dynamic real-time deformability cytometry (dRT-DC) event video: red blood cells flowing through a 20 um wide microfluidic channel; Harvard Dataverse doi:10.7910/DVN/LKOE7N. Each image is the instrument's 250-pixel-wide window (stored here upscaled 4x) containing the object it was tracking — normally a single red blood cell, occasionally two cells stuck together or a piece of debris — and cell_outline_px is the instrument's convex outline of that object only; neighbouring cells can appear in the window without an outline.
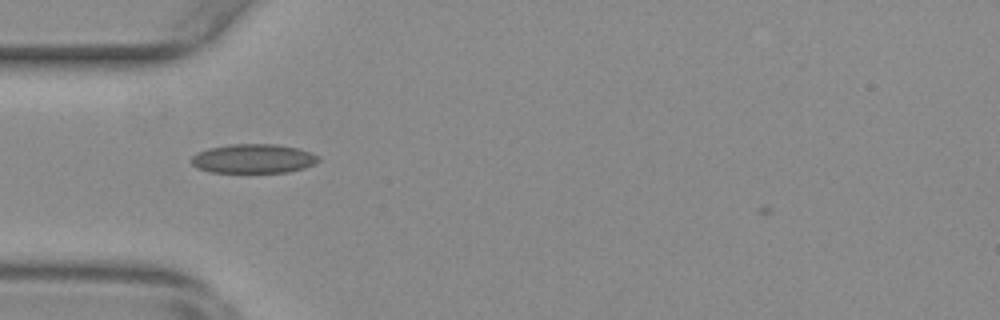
{"species": "common noctule bat (a hibernating species)", "species_latin": "Nyctalus noctula", "temperature_condition": "warm", "stored_images_in_passage": 38, "camera_frame_rate_fps": 3000, "um_per_image_px": 0.085, "animal": {"sex": "female", "body_mass_g": 29.2, "forearm_length_mm": 56.3}, "frame": {"image": 1, "passage_image": 1, "time_ms": 0.0, "image_size_px": [1000, 320], "cell_outline_px": [[320, 160], [304, 168], [288, 172], [212, 172], [196, 168], [192, 164], [192, 156], [196, 152], [208, 148], [232, 144], [276, 144], [296, 148], [320, 156]], "centroid_in_image_um": [21.51, 13.48], "position_along_channel_um": 63.5, "area_um2": 21.5}}
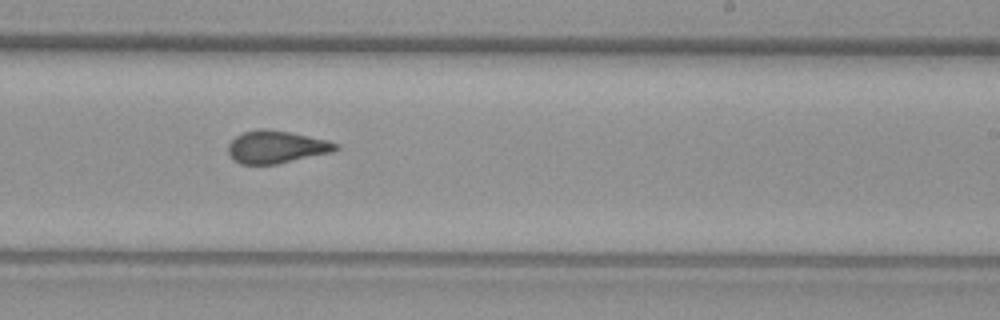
{"frame": {"image": 2, "passage_image": 17, "time_ms": 5.333, "image_size_px": [1000, 320], "cell_outline_px": [[340, 148], [332, 152], [276, 164], [240, 164], [232, 160], [228, 152], [228, 144], [236, 136], [244, 132], [260, 128], [268, 128], [328, 140], [340, 144]], "centroid_in_image_um": [23.48, 12.49], "position_along_channel_um": 265.5, "area_um2": 20.46}}
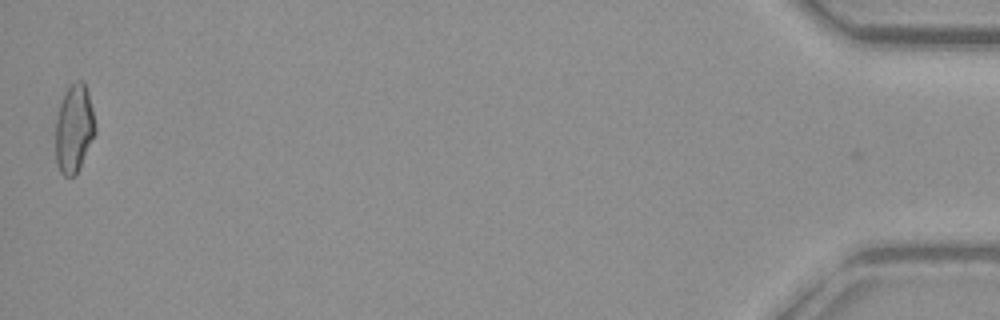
{"frame": {"image": 3, "passage_image": 38, "time_ms": 12.333, "image_size_px": [1000, 320], "cell_outline_px": [[96, 132], [80, 168], [72, 176], [64, 176], [60, 172], [56, 164], [56, 116], [64, 92], [76, 80], [80, 80], [84, 84], [88, 92], [96, 124]], "centroid_in_image_um": [6.3, 10.94], "position_along_channel_um": 428.9, "area_um2": 20.4}, "authors_computed_cell_mechanics": {"area_um2": 20.4034, "velocity_mm_per_s": 3.8018, "shape_relaxation_time_tau1_ms": null, "shape_relaxation_time_tau2_ms": 1.5675, "deformation_change_tau1": null, "deformation_change_tau2": 0.0733}}